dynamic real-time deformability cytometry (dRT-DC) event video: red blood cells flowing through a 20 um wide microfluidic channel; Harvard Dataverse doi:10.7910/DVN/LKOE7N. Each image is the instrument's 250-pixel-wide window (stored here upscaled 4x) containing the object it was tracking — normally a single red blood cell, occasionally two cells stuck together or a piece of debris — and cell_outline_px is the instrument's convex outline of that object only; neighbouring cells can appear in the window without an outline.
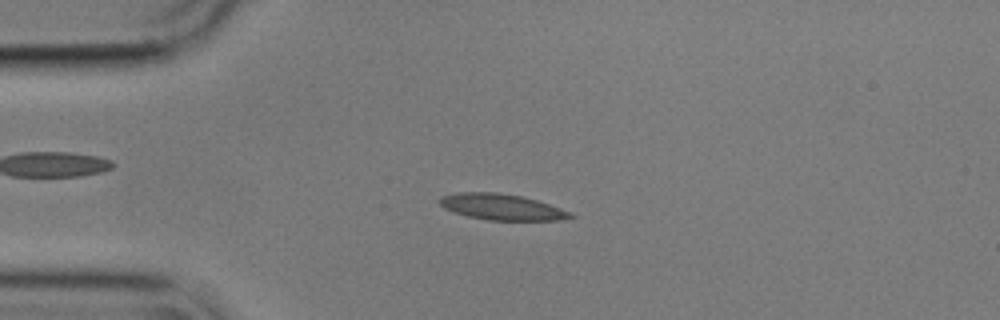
{"species": "common noctule bat (a hibernating species)", "species_latin": "Nyctalus noctula", "temperature_condition": "cold", "stored_images_in_passage": 54, "camera_frame_rate_fps": 3000, "um_per_image_px": 0.085, "animal": {"sex": "male", "body_mass_g": 17.9}, "frame": {"image": 1, "passage_image": 12, "time_ms": 3.667, "image_size_px": [1000, 320], "cell_outline_px": [[576, 216], [560, 220], [488, 220], [468, 216], [452, 212], [444, 208], [436, 200], [440, 196], [460, 192], [496, 192], [524, 196], [572, 212]], "centroid_in_image_um": [42.61, 17.58], "position_along_channel_um": 42.4, "area_um2": 19.94}}
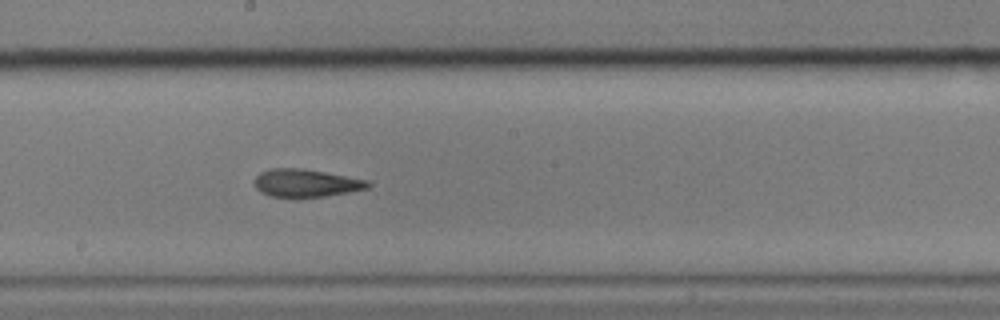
{"frame": {"image": 2, "passage_image": 29, "time_ms": 9.333, "image_size_px": [1000, 320], "cell_outline_px": [[372, 184], [368, 188], [348, 192], [324, 196], [272, 196], [260, 192], [256, 188], [256, 176], [260, 172], [268, 168], [304, 168], [368, 180]], "centroid_in_image_um": [26.02, 15.53], "position_along_channel_um": 222.2, "area_um2": 18.15}}
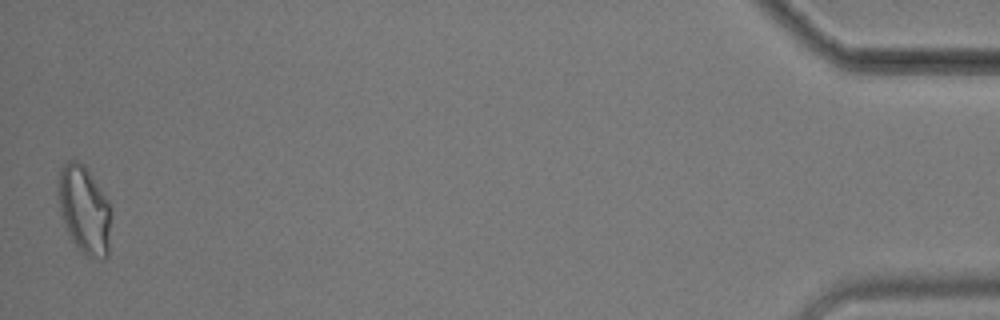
{"frame": {"image": 3, "passage_image": 54, "time_ms": 17.667, "image_size_px": [1000, 320], "cell_outline_px": [[108, 256], [104, 260], [92, 260], [72, 240], [68, 232], [60, 212], [60, 172], [64, 164], [68, 160], [76, 160], [84, 164], [108, 200]], "centroid_in_image_um": [7.17, 17.85], "position_along_channel_um": 428.0, "area_um2": 26.07}, "authors_computed_cell_mechanics": {"area_um2": 19.2763, "velocity_mm_per_s": 3.5495, "shape_relaxation_time_tau1_ms": 5.463, "shape_relaxation_time_tau2_ms": 2.495, "deformation_change_tau1": 0.158, "deformation_change_tau2": 0.1023}}